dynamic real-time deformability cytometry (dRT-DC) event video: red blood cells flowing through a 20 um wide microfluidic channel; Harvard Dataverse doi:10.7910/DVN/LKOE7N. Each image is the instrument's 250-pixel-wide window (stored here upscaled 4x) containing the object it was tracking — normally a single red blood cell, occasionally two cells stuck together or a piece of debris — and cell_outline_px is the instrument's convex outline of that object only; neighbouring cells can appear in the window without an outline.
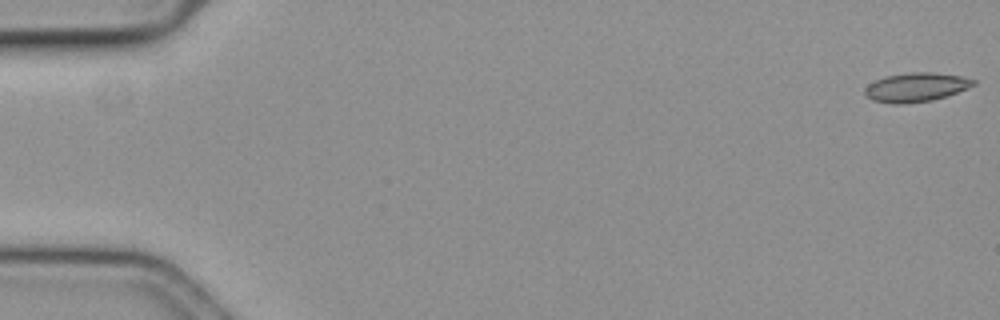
{"species": "common noctule bat (a hibernating species)", "species_latin": "Nyctalus noctula", "temperature_condition": "cold", "stored_images_in_passage": 10, "camera_frame_rate_fps": 3000, "um_per_image_px": 0.085, "animal": {"sex": "female", "body_mass_g": 19.3, "forearm_length_mm": 54.1}, "frame": {"image": 1, "passage_image": 1, "time_ms": 0.0, "image_size_px": [1000, 320], "cell_outline_px": [[976, 84], [968, 88], [932, 100], [900, 104], [896, 104], [872, 100], [864, 92], [864, 88], [868, 84], [884, 76], [908, 72], [932, 72], [960, 76], [976, 80]], "centroid_in_image_um": [77.84, 7.4], "position_along_channel_um": 7.2, "area_um2": 18.21}}